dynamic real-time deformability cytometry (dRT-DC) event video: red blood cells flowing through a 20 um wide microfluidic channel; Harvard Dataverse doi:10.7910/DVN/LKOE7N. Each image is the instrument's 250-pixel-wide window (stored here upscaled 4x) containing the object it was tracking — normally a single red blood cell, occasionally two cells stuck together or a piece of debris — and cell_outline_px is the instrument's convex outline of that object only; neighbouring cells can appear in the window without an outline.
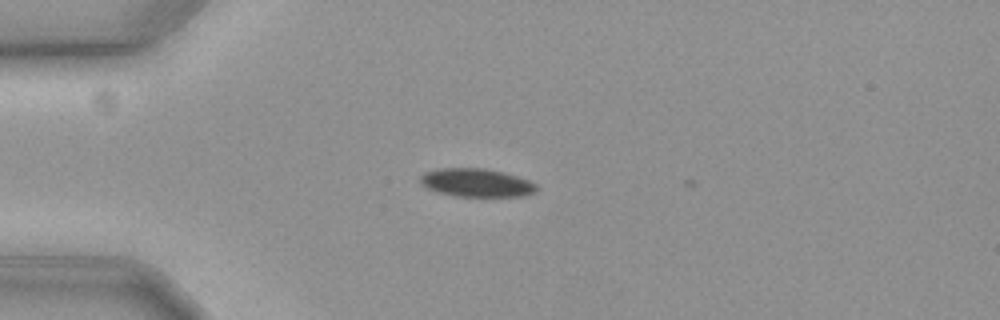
{"species": "common noctule bat (a hibernating species)", "species_latin": "Nyctalus noctula", "temperature_condition": "cold", "stored_images_in_passage": 3, "camera_frame_rate_fps": 3000, "um_per_image_px": 0.085, "animal": {"sex": "female", "body_mass_g": 19.3, "forearm_length_mm": 54.1}, "frame": {"image": 1, "passage_image": 1, "time_ms": 0.0, "image_size_px": [1000, 320], "cell_outline_px": [[536, 192], [524, 196], [456, 196], [440, 192], [428, 188], [420, 180], [420, 176], [424, 172], [436, 168], [484, 168], [504, 172], [528, 180], [536, 184]], "centroid_in_image_um": [40.51, 15.52], "position_along_channel_um": 44.5, "area_um2": 19.02}}